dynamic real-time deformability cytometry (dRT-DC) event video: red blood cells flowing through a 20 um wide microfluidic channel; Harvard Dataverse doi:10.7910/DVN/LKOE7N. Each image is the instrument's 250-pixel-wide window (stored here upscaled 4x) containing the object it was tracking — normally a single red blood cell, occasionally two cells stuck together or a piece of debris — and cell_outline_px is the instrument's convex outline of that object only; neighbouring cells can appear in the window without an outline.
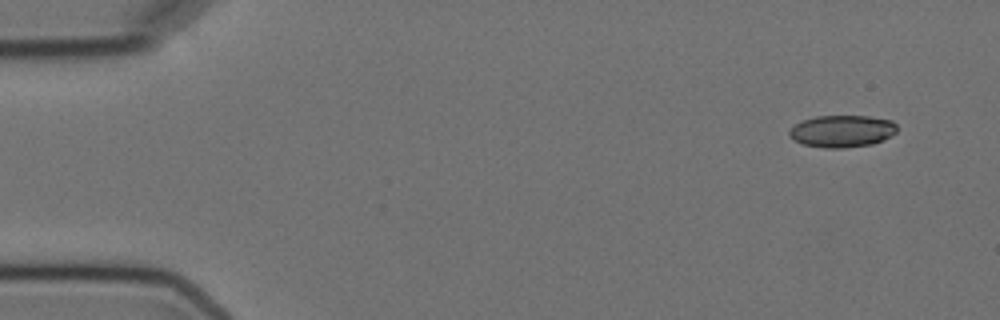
{"species": "Egyptian fruit bat (a non-hibernating species)", "species_latin": "Rousettus aegyptiacus", "temperature_condition": "cold", "stored_images_in_passage": 5, "camera_frame_rate_fps": 3000, "um_per_image_px": 0.085, "animal": {"sex": "female"}, "frame": {"image": 1, "passage_image": 1, "time_ms": 0.0, "image_size_px": [1000, 320], "cell_outline_px": [[896, 132], [884, 140], [872, 144], [840, 148], [824, 148], [804, 144], [788, 136], [788, 132], [796, 124], [804, 120], [816, 116], [868, 116], [892, 120], [896, 124]], "centroid_in_image_um": [71.6, 11.15], "position_along_channel_um": 13.4, "area_um2": 20.0}}
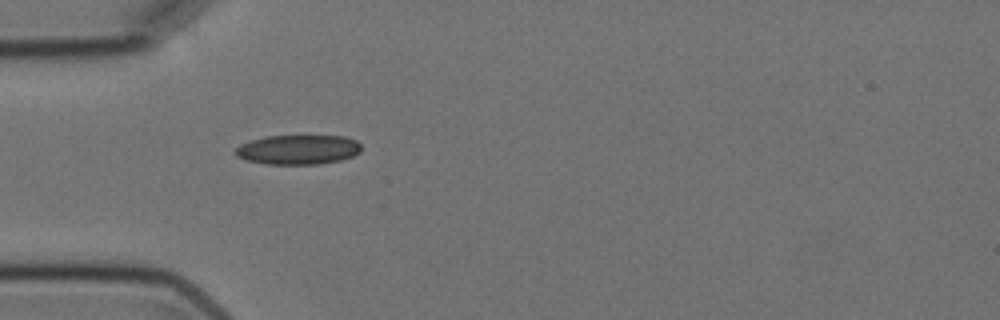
{"frame": {"image": 2, "passage_image": 4, "time_ms": 4.333, "image_size_px": [1000, 320], "cell_outline_px": [[360, 152], [352, 156], [340, 160], [316, 164], [264, 164], [244, 160], [236, 156], [232, 152], [240, 144], [252, 140], [268, 136], [300, 132], [344, 136], [356, 140], [360, 144]], "centroid_in_image_um": [25.32, 12.66], "position_along_channel_um": 59.7, "area_um2": 22.83}}